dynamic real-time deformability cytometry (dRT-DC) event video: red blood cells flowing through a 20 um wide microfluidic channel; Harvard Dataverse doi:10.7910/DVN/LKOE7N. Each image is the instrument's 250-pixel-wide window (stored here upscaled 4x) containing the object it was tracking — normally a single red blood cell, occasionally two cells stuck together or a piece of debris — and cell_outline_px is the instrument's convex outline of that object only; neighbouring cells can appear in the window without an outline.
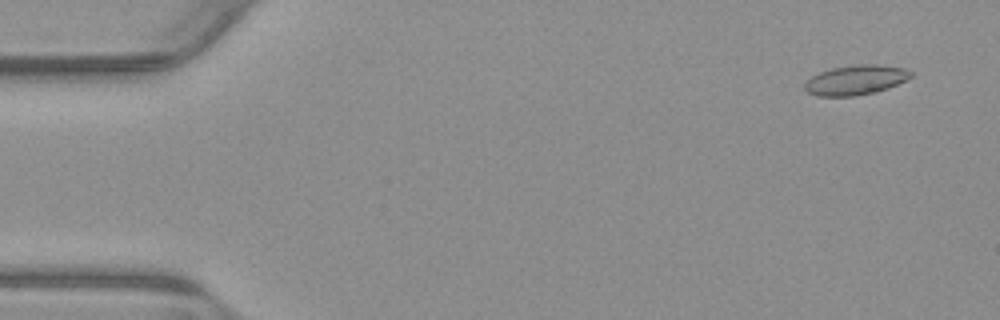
{"species": "common noctule bat (a hibernating species)", "species_latin": "Nyctalus noctula", "temperature_condition": "warm", "stored_images_in_passage": 55, "camera_frame_rate_fps": 3000, "um_per_image_px": 0.085, "animal": {"sex": "male", "body_mass_g": 23.1, "forearm_length_mm": 52.7}, "frame": {"image": 1, "passage_image": 4, "time_ms": 1.0, "image_size_px": [1000, 320], "cell_outline_px": [[912, 76], [888, 88], [876, 92], [852, 96], [816, 96], [808, 92], [804, 88], [804, 84], [812, 76], [820, 72], [832, 68], [856, 64], [876, 64], [904, 68], [912, 72]], "centroid_in_image_um": [72.72, 6.8], "position_along_channel_um": 12.3, "area_um2": 18.26}}
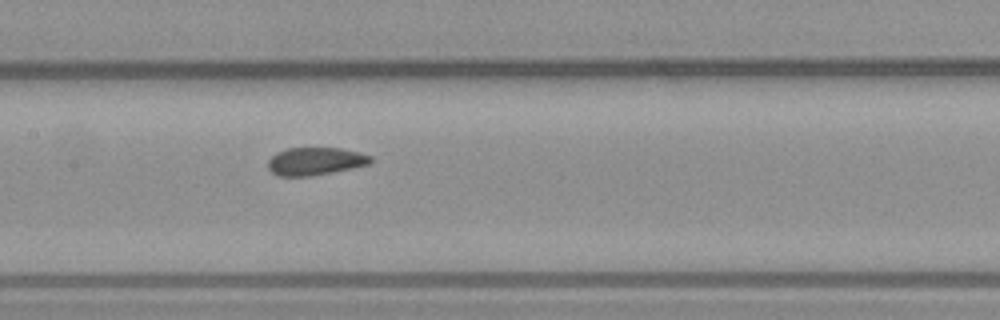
{"frame": {"image": 2, "passage_image": 27, "time_ms": 8.667, "image_size_px": [1000, 320], "cell_outline_px": [[372, 160], [368, 164], [352, 168], [312, 176], [280, 176], [272, 172], [268, 168], [268, 160], [276, 152], [288, 148], [340, 148], [360, 152], [372, 156]], "centroid_in_image_um": [26.79, 13.7], "position_along_channel_um": 180.6, "area_um2": 16.59}}
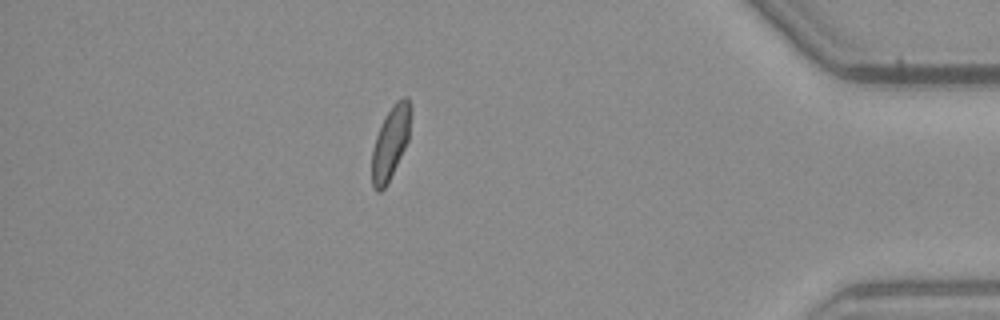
{"frame": {"image": 3, "passage_image": 48, "time_ms": 15.667, "image_size_px": [1000, 320], "cell_outline_px": [[412, 108], [408, 140], [384, 188], [380, 192], [376, 192], [372, 184], [372, 148], [376, 136], [392, 104], [396, 100], [404, 96], [408, 96]], "centroid_in_image_um": [33.2, 12.06], "position_along_channel_um": 402.0, "area_um2": 16.18}, "authors_computed_cell_mechanics": {"area_um2": 17.051, "velocity_mm_per_s": 3.8272, "shape_relaxation_time_tau1_ms": null, "shape_relaxation_time_tau2_ms": 1.8331, "deformation_change_tau1": null, "deformation_change_tau2": 0.0577}}